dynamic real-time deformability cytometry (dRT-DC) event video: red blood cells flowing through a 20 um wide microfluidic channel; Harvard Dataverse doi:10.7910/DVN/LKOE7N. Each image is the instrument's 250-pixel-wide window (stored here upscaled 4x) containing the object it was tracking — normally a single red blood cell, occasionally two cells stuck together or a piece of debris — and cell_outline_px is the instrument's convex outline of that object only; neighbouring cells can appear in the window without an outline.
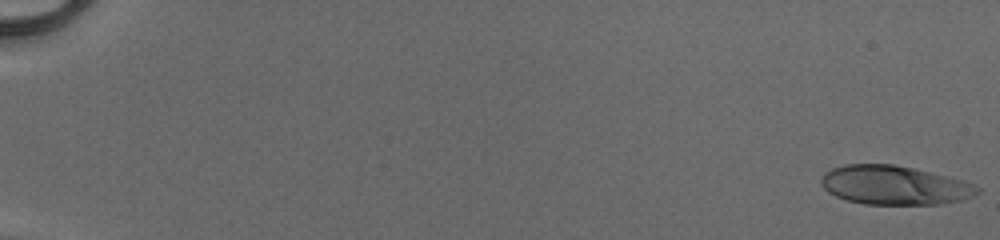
{"species": "human", "species_latin": "Homo sapiens", "temperature_condition": "cold", "stored_images_in_passage": 52, "camera_frame_rate_fps": 3000, "um_per_image_px": 0.085, "donor": {"sex": "male"}, "frame": {"image": 1, "passage_image": 1, "time_ms": 0.0, "image_size_px": [1000, 240], "cell_outline_px": [[980, 192], [972, 196], [960, 200], [940, 204], [864, 204], [848, 200], [836, 196], [828, 192], [820, 184], [820, 180], [824, 172], [832, 168], [844, 164], [892, 164], [912, 168], [976, 184], [980, 188]], "centroid_in_image_um": [75.98, 15.74], "position_along_channel_um": 9.0, "area_um2": 35.26}}
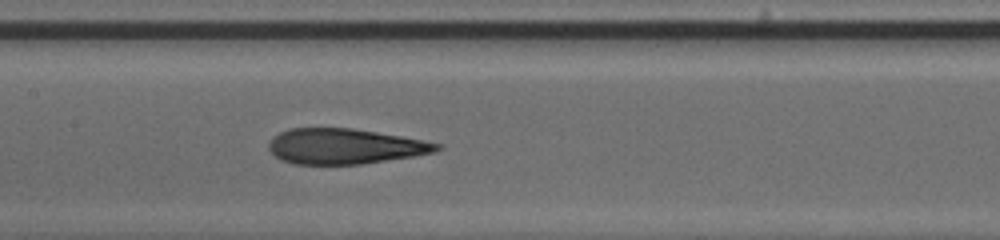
{"frame": {"image": 2, "passage_image": 28, "time_ms": 9.0, "image_size_px": [1000, 240], "cell_outline_px": [[444, 148], [436, 152], [364, 164], [292, 164], [280, 160], [268, 148], [268, 144], [272, 136], [288, 128], [352, 128], [424, 140], [444, 144]], "centroid_in_image_um": [29.31, 12.44], "position_along_channel_um": 178.1, "area_um2": 34.85}}
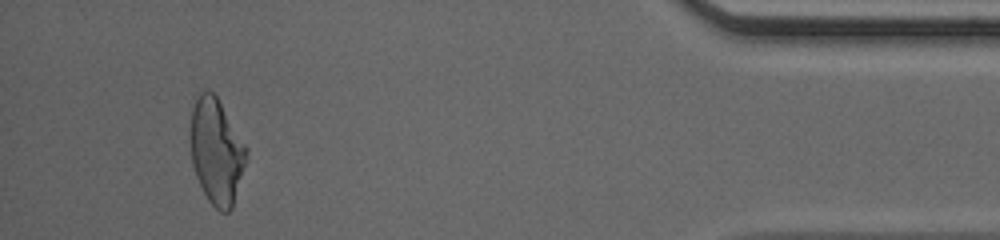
{"frame": {"image": 3, "passage_image": 49, "time_ms": 16.0, "image_size_px": [1000, 240], "cell_outline_px": [[248, 148], [244, 164], [232, 208], [228, 212], [220, 212], [208, 200], [196, 176], [192, 164], [188, 132], [192, 108], [200, 92], [212, 92], [216, 96]], "centroid_in_image_um": [18.35, 12.85], "position_along_channel_um": 416.8, "area_um2": 34.16}, "authors_computed_cell_mechanics": {"area_um2": 35.4025, "velocity_mm_per_s": 4.1476, "shape_relaxation_time_tau1_ms": 6.5911, "shape_relaxation_time_tau2_ms": 1.248, "deformation_change_tau1": 0.2701, "deformation_change_tau2": 0.105}}